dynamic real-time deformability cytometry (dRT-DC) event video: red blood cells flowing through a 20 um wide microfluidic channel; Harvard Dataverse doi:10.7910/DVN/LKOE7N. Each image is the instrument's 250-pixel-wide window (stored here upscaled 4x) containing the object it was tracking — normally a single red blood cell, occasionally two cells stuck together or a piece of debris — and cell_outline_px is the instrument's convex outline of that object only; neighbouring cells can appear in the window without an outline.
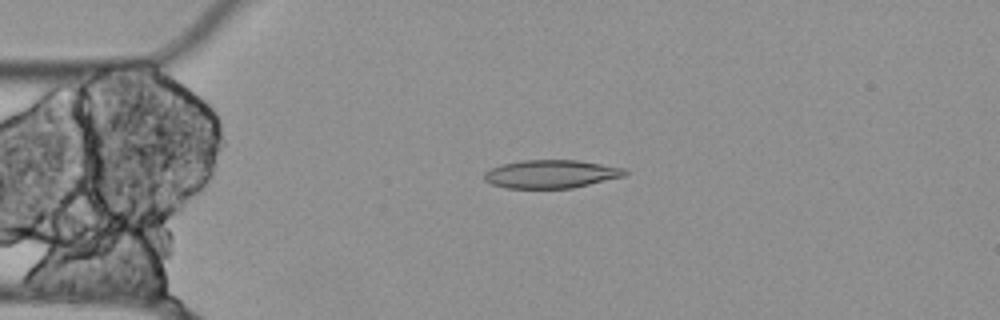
{"species": "Egyptian fruit bat (a non-hibernating species)", "species_latin": "Rousettus aegyptiacus", "temperature_condition": "cold", "stored_images_in_passage": 24, "camera_frame_rate_fps": 3000, "um_per_image_px": 0.085, "animal": {"sex": "female"}, "frame": {"image": 1, "passage_image": 12, "time_ms": 3.667, "image_size_px": [1000, 320], "cell_outline_px": [[628, 172], [624, 176], [572, 188], [504, 188], [492, 184], [484, 180], [484, 172], [488, 168], [500, 164], [520, 160], [580, 160], [624, 168]], "centroid_in_image_um": [46.79, 14.78], "position_along_channel_um": 38.2, "area_um2": 23.29}}
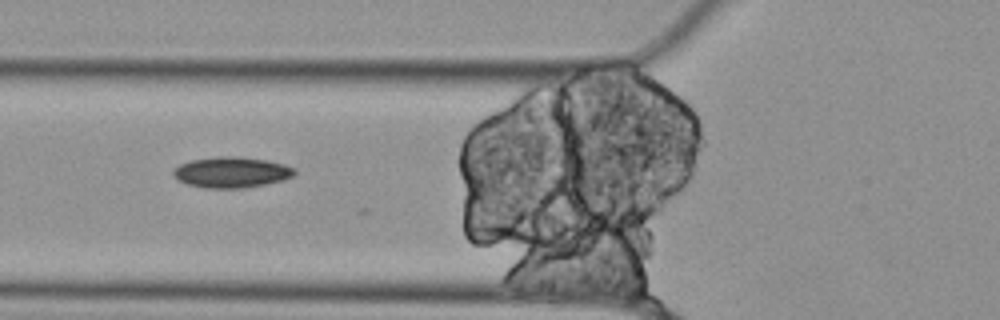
{"frame": {"image": 2, "passage_image": 19, "time_ms": 6.0, "image_size_px": [1000, 320], "cell_outline_px": [[296, 172], [292, 176], [284, 180], [244, 188], [204, 188], [188, 184], [176, 180], [172, 176], [172, 168], [180, 164], [192, 160], [216, 156], [236, 156], [264, 160], [284, 164], [296, 168]], "centroid_in_image_um": [19.63, 14.64], "position_along_channel_um": 106.2, "area_um2": 21.91}}
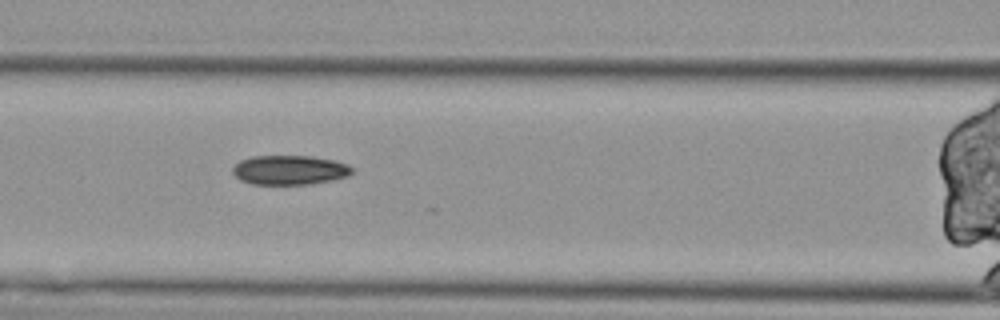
{"frame": {"image": 3, "passage_image": 22, "time_ms": 7.0, "image_size_px": [1000, 320], "cell_outline_px": [[352, 172], [348, 176], [332, 180], [308, 184], [252, 184], [240, 180], [232, 172], [232, 168], [240, 160], [252, 156], [312, 156], [336, 160], [348, 164], [352, 168]], "centroid_in_image_um": [24.62, 14.44], "position_along_channel_um": 142.0, "area_um2": 20.52}}